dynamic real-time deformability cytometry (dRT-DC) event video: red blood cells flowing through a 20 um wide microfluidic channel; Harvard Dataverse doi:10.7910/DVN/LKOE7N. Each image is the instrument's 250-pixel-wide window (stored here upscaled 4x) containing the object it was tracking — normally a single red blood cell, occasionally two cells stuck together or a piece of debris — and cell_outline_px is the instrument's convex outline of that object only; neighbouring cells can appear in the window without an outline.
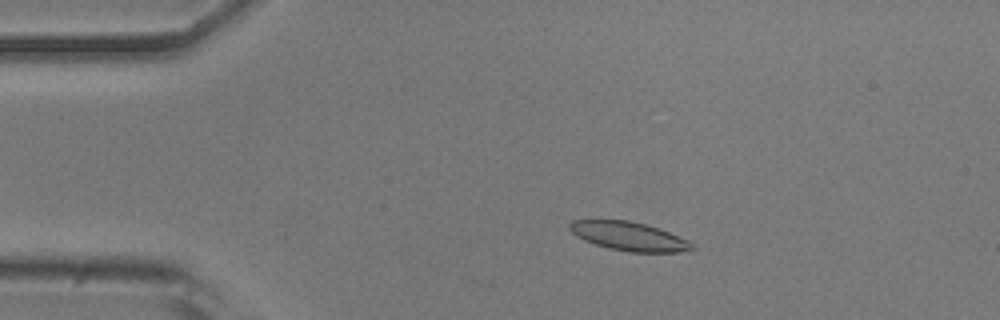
{"species": "common noctule bat (a hibernating species)", "species_latin": "Nyctalus noctula", "temperature_condition": "room temperature", "stored_images_in_passage": 52, "camera_frame_rate_fps": 3000, "um_per_image_px": 0.085, "animal": {"sex": "male", "body_mass_g": 20.5, "forearm_length_mm": 52.5}, "frame": {"image": 1, "passage_image": 10, "time_ms": 3.0, "image_size_px": [1000, 320], "cell_outline_px": [[696, 248], [692, 252], [628, 252], [608, 248], [584, 240], [576, 236], [568, 228], [568, 224], [572, 220], [628, 220], [644, 224], [668, 232], [688, 240]], "centroid_in_image_um": [53.47, 20.1], "position_along_channel_um": 31.5, "area_um2": 20.52}}
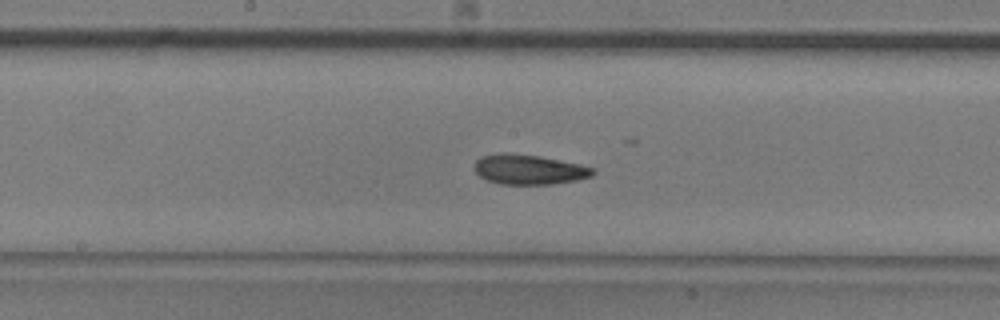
{"frame": {"image": 2, "passage_image": 27, "time_ms": 8.667, "image_size_px": [1000, 320], "cell_outline_px": [[596, 172], [592, 176], [576, 180], [552, 184], [500, 184], [488, 180], [480, 176], [476, 172], [476, 160], [480, 156], [500, 152], [540, 156], [580, 164], [592, 168]], "centroid_in_image_um": [44.96, 14.4], "position_along_channel_um": 203.2, "area_um2": 20.52}}
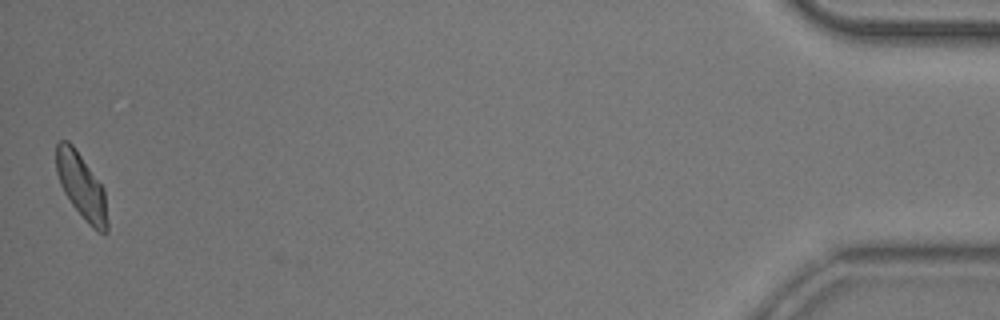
{"frame": {"image": 3, "passage_image": 52, "time_ms": 17.0, "image_size_px": [1000, 320], "cell_outline_px": [[108, 232], [104, 236], [96, 232], [88, 224], [72, 204], [64, 192], [60, 184], [56, 172], [56, 144], [60, 140], [68, 140], [72, 144], [104, 188], [108, 220]], "centroid_in_image_um": [6.94, 15.88], "position_along_channel_um": 428.3, "area_um2": 19.65}, "authors_computed_cell_mechanics": {"area_um2": 20.2878, "velocity_mm_per_s": 3.8376, "shape_relaxation_time_tau1_ms": 4.7081, "shape_relaxation_time_tau2_ms": 2.2701, "deformation_change_tau1": 0.1443, "deformation_change_tau2": 0.0849}}